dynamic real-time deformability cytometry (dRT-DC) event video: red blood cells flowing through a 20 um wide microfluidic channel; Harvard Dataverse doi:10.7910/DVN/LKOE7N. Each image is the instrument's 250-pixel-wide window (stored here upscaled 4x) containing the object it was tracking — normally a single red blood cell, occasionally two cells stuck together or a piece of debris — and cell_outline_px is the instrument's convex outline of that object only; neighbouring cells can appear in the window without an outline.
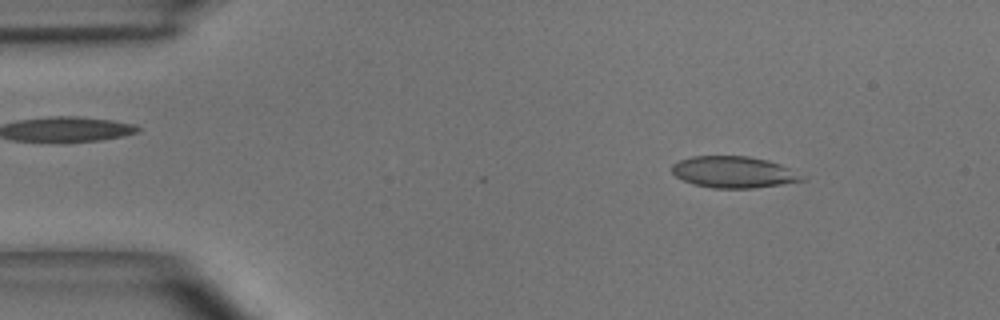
{"species": "common noctule bat (a hibernating species)", "species_latin": "Nyctalus noctula", "temperature_condition": "room temperature", "stored_images_in_passage": 44, "camera_frame_rate_fps": 3000, "um_per_image_px": 0.085, "animal": {"sex": "male", "body_mass_g": 15.6}, "frame": {"image": 1, "passage_image": 3, "time_ms": 0.667, "image_size_px": [1000, 320], "cell_outline_px": [[808, 180], [752, 188], [712, 188], [692, 184], [676, 176], [672, 172], [672, 164], [680, 160], [692, 156], [748, 156], [768, 160], [780, 164], [804, 176]], "centroid_in_image_um": [62.36, 14.63], "position_along_channel_um": 22.6, "area_um2": 23.81}}
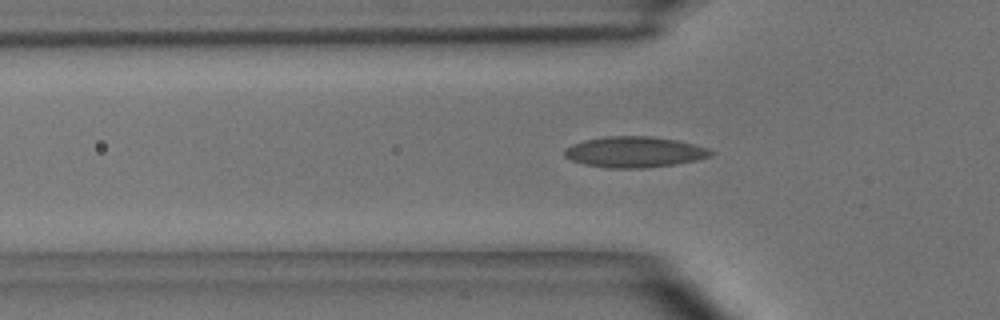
{"frame": {"image": 2, "passage_image": 12, "time_ms": 3.667, "image_size_px": [1000, 320], "cell_outline_px": [[716, 152], [712, 156], [696, 160], [676, 164], [644, 168], [608, 168], [584, 164], [572, 160], [564, 156], [564, 148], [572, 144], [584, 140], [604, 136], [652, 136], [676, 140], [696, 144], [708, 148]], "centroid_in_image_um": [53.95, 12.91], "position_along_channel_um": 71.9, "area_um2": 26.53}}
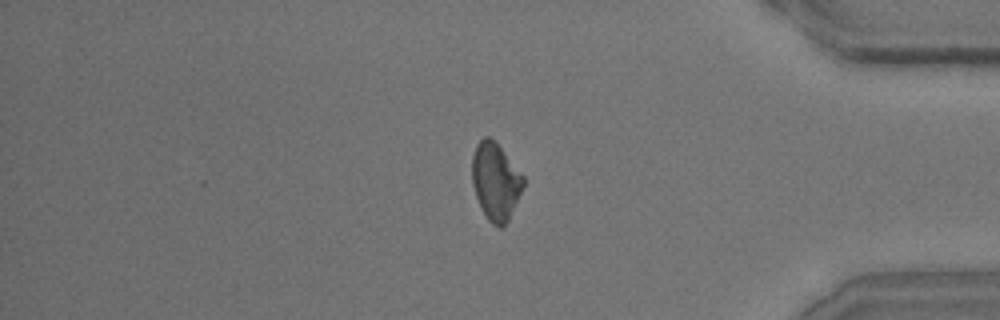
{"frame": {"image": 3, "passage_image": 38, "time_ms": 12.333, "image_size_px": [1000, 320], "cell_outline_px": [[524, 184], [508, 220], [500, 228], [492, 224], [488, 220], [480, 208], [472, 184], [472, 156], [476, 144], [484, 136], [488, 136], [500, 148], [524, 176]], "centroid_in_image_um": [42.09, 15.43], "position_along_channel_um": 393.1, "area_um2": 22.72}}